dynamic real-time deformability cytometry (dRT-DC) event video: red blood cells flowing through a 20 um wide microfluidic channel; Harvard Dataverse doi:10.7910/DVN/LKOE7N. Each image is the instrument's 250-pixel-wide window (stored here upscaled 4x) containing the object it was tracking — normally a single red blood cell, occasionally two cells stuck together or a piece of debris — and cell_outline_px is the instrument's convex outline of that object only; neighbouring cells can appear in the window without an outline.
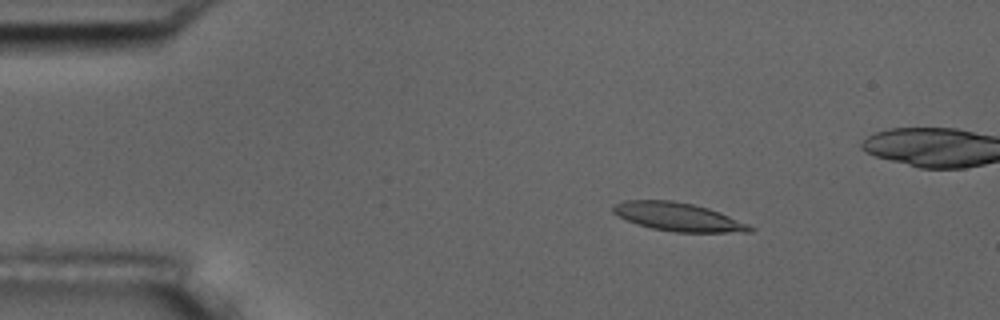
{"species": "common noctule bat (a hibernating species)", "species_latin": "Nyctalus noctula", "temperature_condition": "room temperature", "stored_images_in_passage": 6, "camera_frame_rate_fps": 3000, "um_per_image_px": 0.085, "animal": {"sex": "male", "body_mass_g": 17.5, "forearm_length_mm": 52.3}, "frame": {"image": 1, "passage_image": 3, "time_ms": 2.333, "image_size_px": [1000, 320], "cell_outline_px": [[756, 228], [752, 232], [676, 232], [652, 228], [636, 224], [612, 212], [612, 208], [616, 204], [624, 200], [672, 200], [692, 204], [708, 208], [720, 212], [748, 224]], "centroid_in_image_um": [57.66, 18.43], "position_along_channel_um": 27.3, "area_um2": 22.48}}